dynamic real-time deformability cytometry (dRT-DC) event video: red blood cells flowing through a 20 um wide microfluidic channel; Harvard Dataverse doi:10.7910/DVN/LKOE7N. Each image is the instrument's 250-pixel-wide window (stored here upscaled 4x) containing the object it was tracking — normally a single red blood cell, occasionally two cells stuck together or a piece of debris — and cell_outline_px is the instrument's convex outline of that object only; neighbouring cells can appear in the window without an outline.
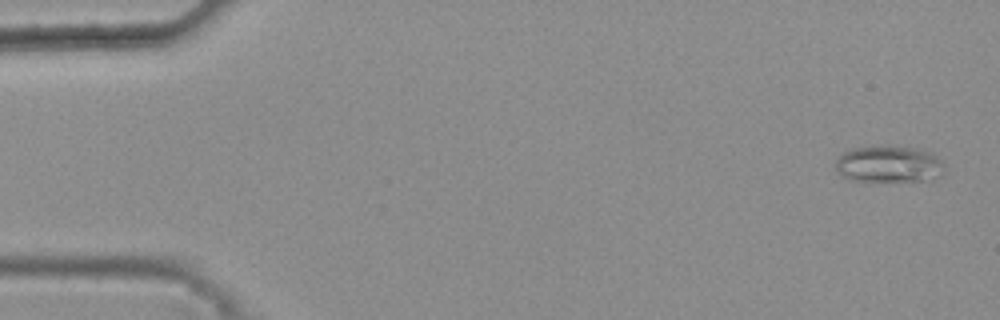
{"species": "common noctule bat (a hibernating species)", "species_latin": "Nyctalus noctula", "temperature_condition": "warm", "stored_images_in_passage": 46, "camera_frame_rate_fps": 3000, "um_per_image_px": 0.085, "animal": {"sex": "female", "body_mass_g": 25.1}, "frame": {"image": 1, "passage_image": 2, "time_ms": 0.333, "image_size_px": [1000, 320], "cell_outline_px": [[944, 172], [928, 180], [848, 180], [840, 176], [836, 168], [836, 160], [844, 152], [852, 148], [916, 148], [932, 152], [944, 164]], "centroid_in_image_um": [75.55, 13.97], "position_along_channel_um": 9.5, "area_um2": 22.48}}
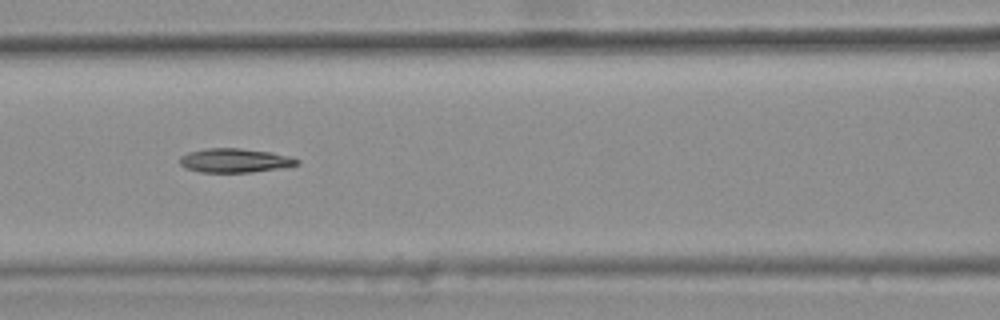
{"frame": {"image": 2, "passage_image": 23, "time_ms": 7.333, "image_size_px": [1000, 320], "cell_outline_px": [[300, 164], [252, 172], [200, 172], [184, 168], [180, 164], [180, 156], [188, 152], [208, 148], [240, 148], [268, 152], [288, 156], [300, 160]], "centroid_in_image_um": [19.9, 13.64], "position_along_channel_um": 146.7, "area_um2": 16.24}}
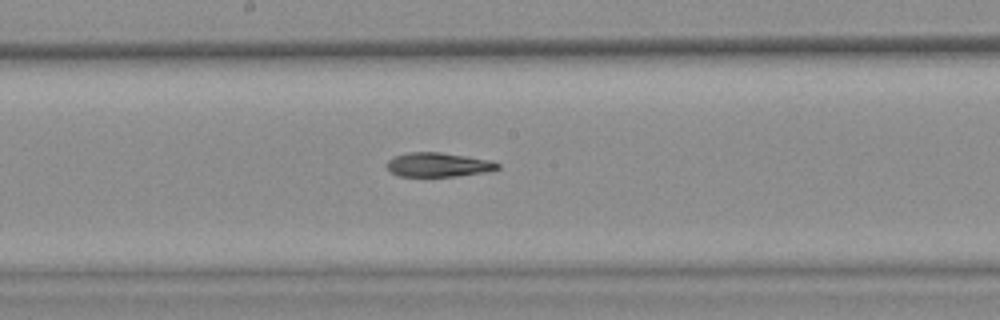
{"frame": {"image": 3, "passage_image": 28, "time_ms": 9.0, "image_size_px": [1000, 320], "cell_outline_px": [[500, 168], [484, 172], [456, 176], [400, 176], [392, 172], [384, 164], [388, 160], [396, 156], [408, 152], [440, 152], [468, 156], [492, 160], [500, 164]], "centroid_in_image_um": [37.27, 13.99], "position_along_channel_um": 210.9, "area_um2": 15.61}}